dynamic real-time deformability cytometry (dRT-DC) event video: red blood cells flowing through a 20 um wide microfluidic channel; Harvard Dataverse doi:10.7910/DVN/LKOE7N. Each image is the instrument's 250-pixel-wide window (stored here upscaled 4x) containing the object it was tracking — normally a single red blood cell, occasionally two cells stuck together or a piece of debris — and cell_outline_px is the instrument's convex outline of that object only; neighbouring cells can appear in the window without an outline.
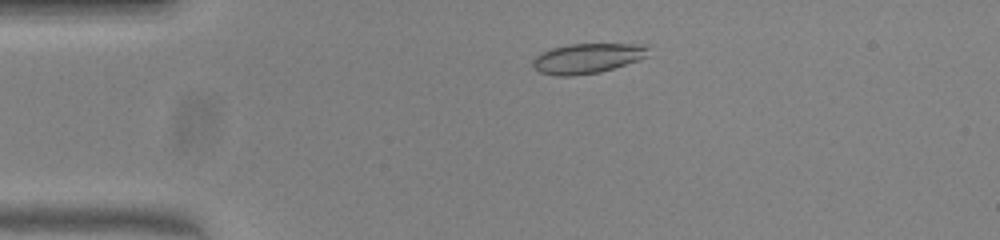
{"species": "common noctule bat (a hibernating species)", "species_latin": "Nyctalus noctula", "temperature_condition": "warm", "stored_images_in_passage": 48, "camera_frame_rate_fps": 3000, "um_per_image_px": 0.085, "animal": {"sex": "female", "body_mass_g": 23.0, "forearm_length_mm": 53.4}, "frame": {"image": 1, "passage_image": 7, "time_ms": 2.0, "image_size_px": [1000, 240], "cell_outline_px": [[648, 56], [640, 60], [600, 72], [572, 76], [556, 76], [540, 72], [532, 64], [532, 60], [540, 52], [552, 48], [568, 44], [648, 44]], "centroid_in_image_um": [49.94, 4.95], "position_along_channel_um": 35.1, "area_um2": 20.35}}
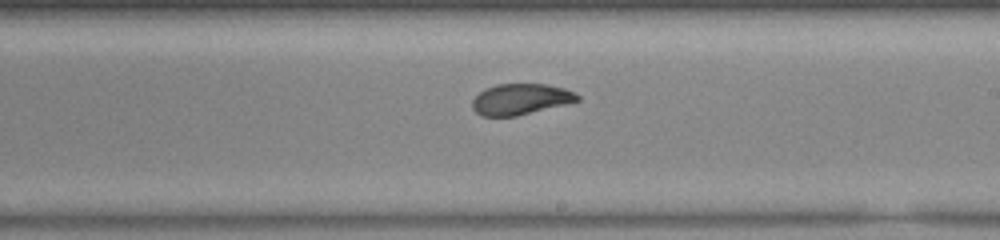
{"frame": {"image": 2, "passage_image": 26, "time_ms": 8.333, "image_size_px": [1000, 240], "cell_outline_px": [[580, 100], [516, 116], [480, 116], [472, 108], [472, 100], [484, 88], [496, 84], [548, 84], [564, 88], [580, 96]], "centroid_in_image_um": [44.21, 8.42], "position_along_channel_um": 244.8, "area_um2": 18.84}}
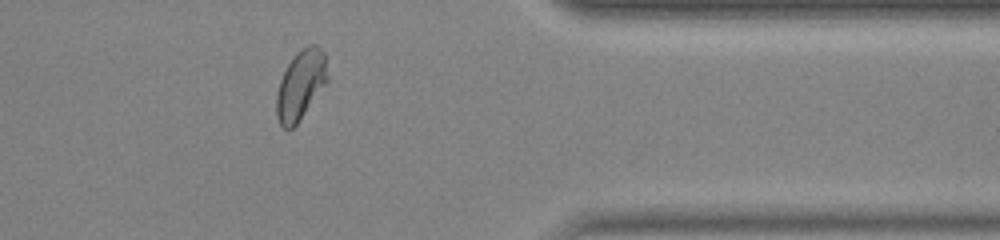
{"frame": {"image": 3, "passage_image": 38, "time_ms": 12.333, "image_size_px": [1000, 240], "cell_outline_px": [[328, 80], [296, 124], [288, 132], [280, 124], [276, 116], [276, 92], [280, 80], [288, 64], [296, 52], [308, 44], [316, 44], [324, 52], [328, 76]], "centroid_in_image_um": [25.54, 7.2], "position_along_channel_um": 385.9, "area_um2": 20.52}, "authors_computed_cell_mechanics": {"area_um2": 20.1144, "velocity_mm_per_s": 3.9486, "shape_relaxation_time_tau1_ms": 6.3341, "shape_relaxation_time_tau2_ms": 0.8858, "deformation_change_tau1": 0.1942, "deformation_change_tau2": 0.0414}}